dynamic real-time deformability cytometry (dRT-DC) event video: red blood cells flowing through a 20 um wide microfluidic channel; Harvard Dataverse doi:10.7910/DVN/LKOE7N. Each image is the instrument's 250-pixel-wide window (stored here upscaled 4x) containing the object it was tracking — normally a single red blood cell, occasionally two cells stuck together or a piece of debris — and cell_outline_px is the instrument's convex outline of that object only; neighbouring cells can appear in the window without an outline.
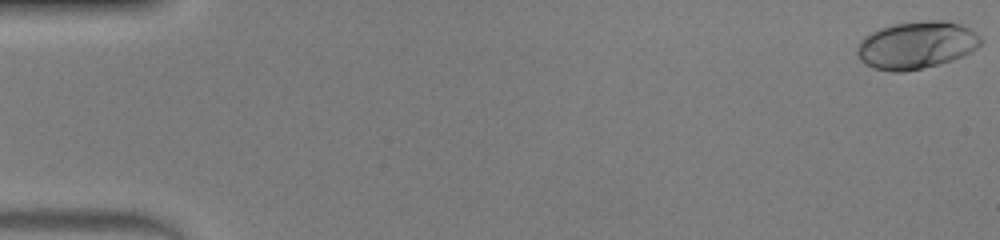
{"species": "human", "species_latin": "Homo sapiens", "temperature_condition": "warm", "stored_images_in_passage": 49, "camera_frame_rate_fps": 3000, "um_per_image_px": 0.085, "donor": {"sex": "male"}, "frame": {"image": 1, "passage_image": 1, "time_ms": 0.0, "image_size_px": [1000, 240], "cell_outline_px": [[984, 40], [972, 52], [964, 56], [940, 64], [904, 72], [892, 72], [872, 68], [864, 64], [860, 60], [856, 52], [856, 48], [860, 40], [864, 36], [880, 28], [892, 24], [920, 20], [944, 20], [960, 24], [976, 32]], "centroid_in_image_um": [77.89, 3.83], "position_along_channel_um": 7.1, "area_um2": 34.68}}
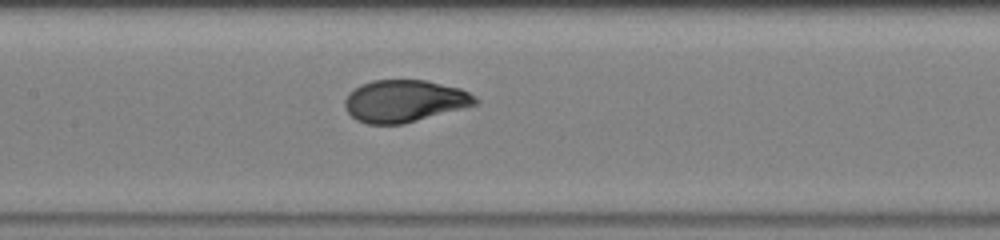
{"frame": {"image": 2, "passage_image": 24, "time_ms": 7.667, "image_size_px": [1000, 240], "cell_outline_px": [[480, 100], [476, 104], [464, 108], [404, 124], [368, 124], [356, 120], [344, 108], [344, 100], [348, 92], [360, 84], [372, 80], [424, 80], [460, 88], [476, 96]], "centroid_in_image_um": [34.36, 8.59], "position_along_channel_um": 173.0, "area_um2": 32.25}}
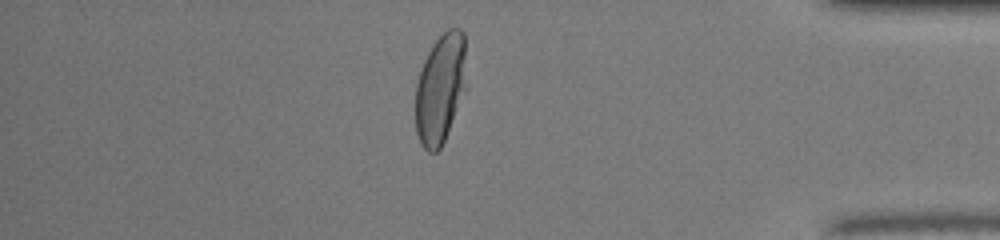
{"frame": {"image": 3, "passage_image": 42, "time_ms": 13.667, "image_size_px": [1000, 240], "cell_outline_px": [[468, 88], [444, 140], [440, 148], [436, 152], [428, 152], [424, 148], [416, 132], [416, 84], [424, 60], [432, 44], [448, 28], [460, 28], [464, 32]], "centroid_in_image_um": [37.48, 7.5], "position_along_channel_um": 397.7, "area_um2": 33.12}, "authors_computed_cell_mechanics": {"area_um2": 32.657, "velocity_mm_per_s": 4.299, "shape_relaxation_time_tau1_ms": 3.0491, "shape_relaxation_time_tau2_ms": null, "deformation_change_tau1": 0.2254, "deformation_change_tau2": null}}